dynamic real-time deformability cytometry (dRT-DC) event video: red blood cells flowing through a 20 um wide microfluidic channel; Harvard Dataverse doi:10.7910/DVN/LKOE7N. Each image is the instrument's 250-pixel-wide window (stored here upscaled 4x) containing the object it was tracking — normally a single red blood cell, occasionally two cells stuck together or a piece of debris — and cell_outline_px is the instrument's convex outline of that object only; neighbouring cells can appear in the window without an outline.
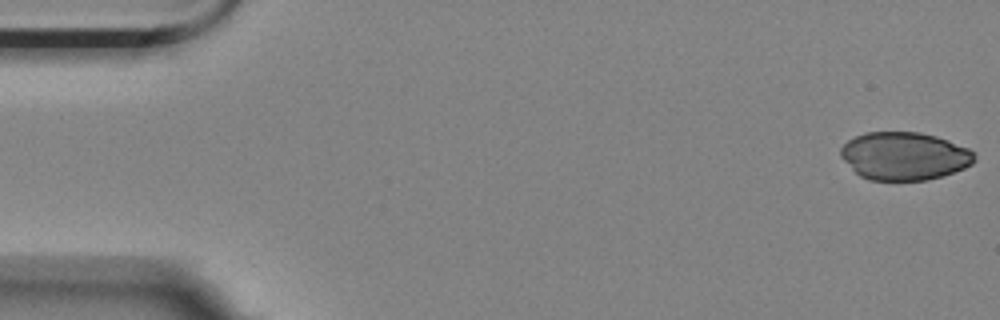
{"species": "Egyptian fruit bat (a non-hibernating species)", "species_latin": "Rousettus aegyptiacus", "temperature_condition": "room temperature", "stored_images_in_passage": 4, "camera_frame_rate_fps": 3000, "um_per_image_px": 0.085, "animal": {"sex": "female"}, "frame": {"image": 1, "passage_image": 1, "time_ms": 0.0, "image_size_px": [1000, 320], "cell_outline_px": [[976, 160], [972, 164], [964, 168], [928, 180], [868, 180], [860, 176], [840, 156], [840, 148], [848, 140], [864, 132], [920, 132], [936, 136], [948, 140], [968, 148], [976, 152]], "centroid_in_image_um": [76.88, 13.25], "position_along_channel_um": 8.1, "area_um2": 37.45}}